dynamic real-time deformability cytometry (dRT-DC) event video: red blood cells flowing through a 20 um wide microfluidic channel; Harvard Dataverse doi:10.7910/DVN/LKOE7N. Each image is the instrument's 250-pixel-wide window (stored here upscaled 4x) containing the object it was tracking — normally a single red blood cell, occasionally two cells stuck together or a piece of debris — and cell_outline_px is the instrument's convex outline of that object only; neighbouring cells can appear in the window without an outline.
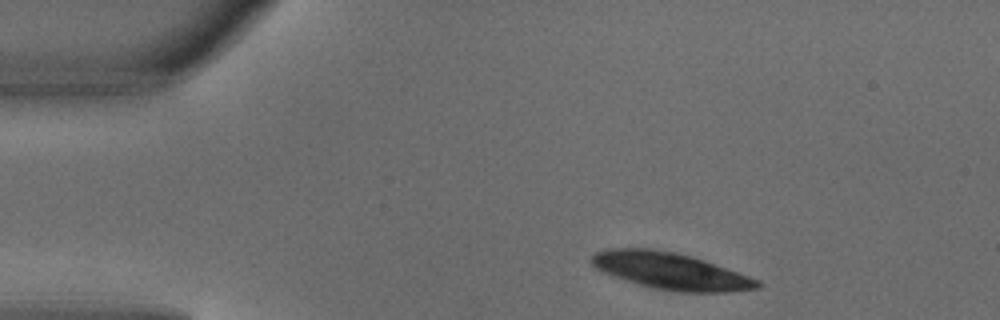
{"species": "common noctule bat (a hibernating species)", "species_latin": "Nyctalus noctula", "temperature_condition": "warm", "stored_images_in_passage": 3, "camera_frame_rate_fps": 3000, "um_per_image_px": 0.085, "animal": {"sex": "male", "body_mass_g": 18.8}, "frame": {"image": 1, "passage_image": 1, "time_ms": 0.0, "image_size_px": [1000, 320], "cell_outline_px": [[764, 284], [760, 288], [728, 292], [676, 292], [652, 288], [604, 272], [596, 268], [588, 260], [596, 252], [608, 248], [652, 248], [676, 252], [692, 256], [704, 260], [760, 280]], "centroid_in_image_um": [57.03, 23.03], "position_along_channel_um": 28.0, "area_um2": 35.49}}